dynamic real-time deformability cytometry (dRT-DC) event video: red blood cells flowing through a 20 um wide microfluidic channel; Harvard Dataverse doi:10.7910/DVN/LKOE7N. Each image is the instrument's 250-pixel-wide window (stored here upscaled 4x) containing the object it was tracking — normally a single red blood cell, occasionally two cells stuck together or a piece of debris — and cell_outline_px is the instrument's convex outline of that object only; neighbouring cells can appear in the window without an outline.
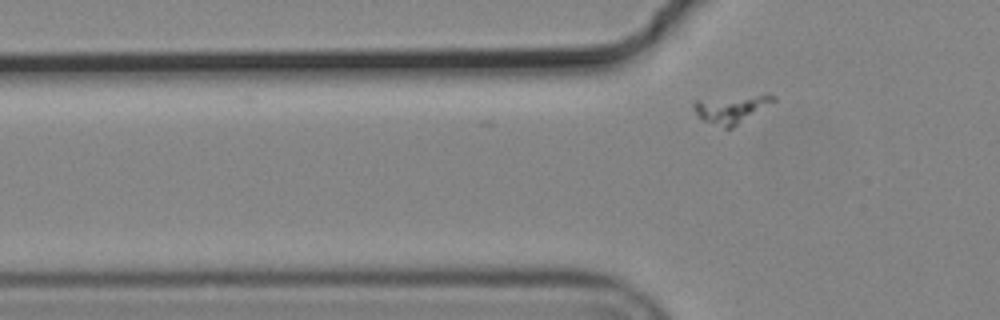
{"species": "common noctule bat (a hibernating species)", "species_latin": "Nyctalus noctula", "temperature_condition": "cold", "stored_images_in_passage": 2, "camera_frame_rate_fps": 3000, "um_per_image_px": 0.085, "animal": {"sex": "male", "body_mass_g": 19.2, "forearm_length_mm": 51.8}, "frame": {"image": 1, "passage_image": 2, "time_ms": 0.333, "image_size_px": [1000, 320], "cell_outline_px": [[776, 100], [732, 128], [724, 128], [700, 120], [692, 104], [696, 100], [768, 92], [776, 96]], "centroid_in_image_um": [62.19, 9.22], "position_along_channel_um": 63.6, "area_um2": 13.29}}